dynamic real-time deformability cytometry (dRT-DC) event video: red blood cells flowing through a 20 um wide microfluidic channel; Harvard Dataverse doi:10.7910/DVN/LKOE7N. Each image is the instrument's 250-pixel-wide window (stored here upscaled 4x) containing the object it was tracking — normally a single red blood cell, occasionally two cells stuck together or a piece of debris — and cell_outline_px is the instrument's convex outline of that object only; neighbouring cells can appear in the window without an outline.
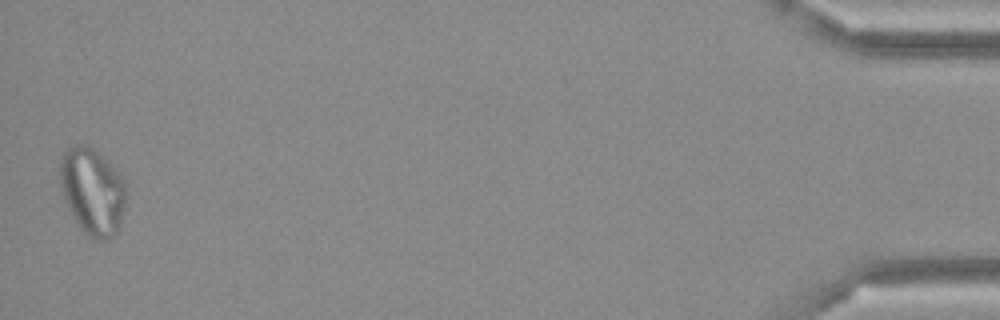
{"species": "Egyptian fruit bat (a non-hibernating species)", "species_latin": "Rousettus aegyptiacus", "temperature_condition": "cold", "stored_images_in_passage": 44, "camera_frame_rate_fps": 3000, "um_per_image_px": 0.085, "frame": {"image": 1, "passage_image": 44, "time_ms": 14.333, "image_size_px": [1000, 320], "cell_outline_px": [[128, 192], [120, 224], [116, 236], [108, 240], [100, 240], [88, 236], [84, 232], [68, 208], [64, 200], [60, 188], [60, 164], [64, 152], [68, 148], [76, 144], [84, 144], [92, 148], [104, 156], [124, 180]], "centroid_in_image_um": [7.88, 16.27], "position_along_channel_um": 427.3, "area_um2": 33.7}}